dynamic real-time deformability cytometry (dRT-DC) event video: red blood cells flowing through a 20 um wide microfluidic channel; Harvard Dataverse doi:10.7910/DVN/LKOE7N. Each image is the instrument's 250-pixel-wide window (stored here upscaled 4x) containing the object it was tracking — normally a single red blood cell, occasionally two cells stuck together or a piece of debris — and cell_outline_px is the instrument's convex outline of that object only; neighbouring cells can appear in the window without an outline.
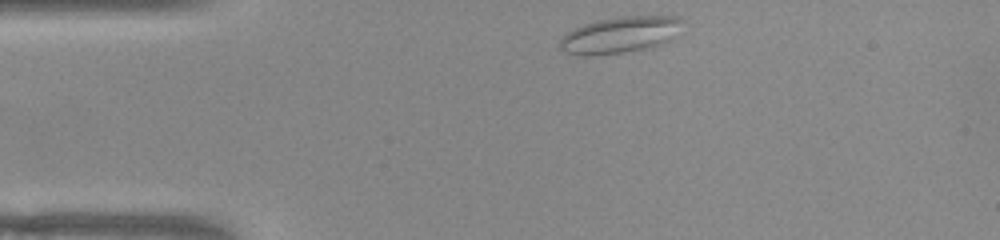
{"species": "common noctule bat (a hibernating species)", "species_latin": "Nyctalus noctula", "temperature_condition": "warm", "stored_images_in_passage": 43, "camera_frame_rate_fps": 3000, "um_per_image_px": 0.085, "animal": {"sex": "female", "body_mass_g": 22.0, "forearm_length_mm": 56.7}, "frame": {"image": 1, "passage_image": 1, "time_ms": 0.0, "image_size_px": [1000, 240], "cell_outline_px": [[684, 20], [672, 40], [652, 48], [624, 52], [592, 56], [580, 56], [564, 52], [560, 48], [560, 36], [572, 28], [596, 20], [620, 16], [680, 16]], "centroid_in_image_um": [52.69, 2.97], "position_along_channel_um": 32.3, "area_um2": 26.59}}
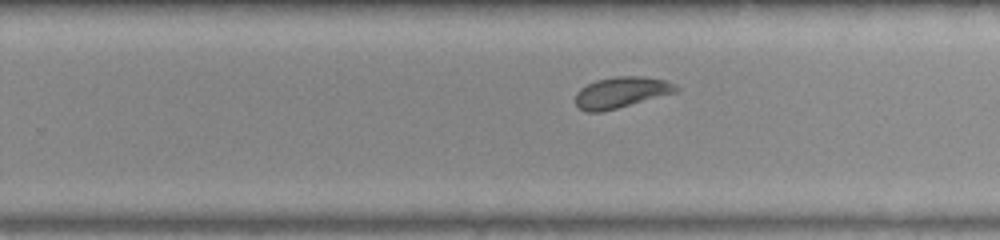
{"frame": {"image": 2, "passage_image": 23, "time_ms": 7.333, "image_size_px": [1000, 240], "cell_outline_px": [[680, 88], [676, 92], [616, 108], [600, 112], [584, 112], [576, 104], [576, 92], [580, 88], [596, 80], [616, 76], [644, 76], [664, 80], [676, 84]], "centroid_in_image_um": [52.8, 7.84], "position_along_channel_um": 277.0, "area_um2": 18.03}}
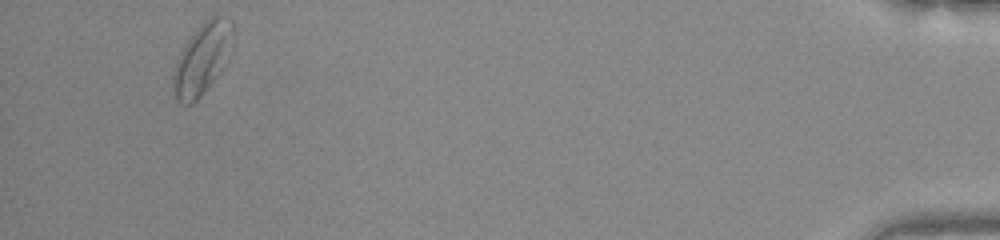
{"frame": {"image": 3, "passage_image": 40, "time_ms": 13.0, "image_size_px": [1000, 240], "cell_outline_px": [[236, 32], [220, 72], [204, 92], [192, 104], [180, 104], [172, 96], [172, 72], [176, 60], [188, 40], [212, 16], [220, 16], [232, 20]], "centroid_in_image_um": [17.16, 5.05], "position_along_channel_um": 418.0, "area_um2": 24.45}, "authors_computed_cell_mechanics": {"area_um2": 18.5538, "velocity_mm_per_s": 3.8894, "shape_relaxation_time_tau1_ms": 8.6743, "shape_relaxation_time_tau2_ms": 1.4444, "deformation_change_tau1": 0.1721, "deformation_change_tau2": 0.0578}}